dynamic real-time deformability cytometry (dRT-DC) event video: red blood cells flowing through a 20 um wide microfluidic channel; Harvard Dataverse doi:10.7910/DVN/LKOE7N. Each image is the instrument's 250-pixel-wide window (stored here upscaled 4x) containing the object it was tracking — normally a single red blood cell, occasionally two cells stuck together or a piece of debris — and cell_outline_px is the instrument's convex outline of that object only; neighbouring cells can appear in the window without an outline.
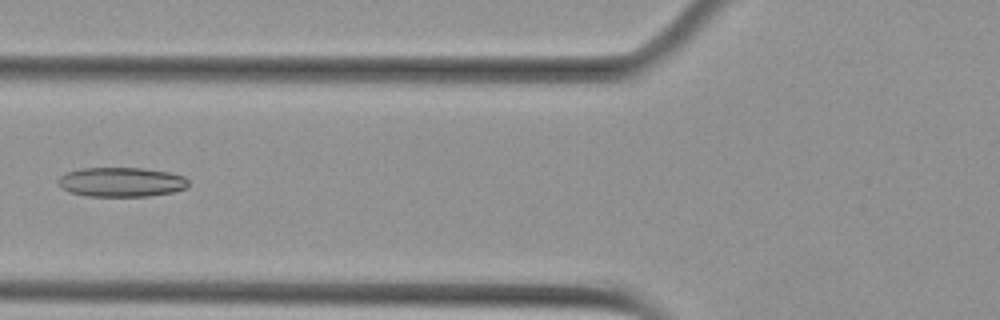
{"species": "Egyptian fruit bat (a non-hibernating species)", "species_latin": "Rousettus aegyptiacus", "temperature_condition": "cold", "stored_images_in_passage": 6, "camera_frame_rate_fps": 3000, "um_per_image_px": 0.085, "animal": {"sex": "female"}, "frame": {"image": 1, "passage_image": 6, "time_ms": 1.667, "image_size_px": [1000, 320], "cell_outline_px": [[188, 188], [172, 192], [148, 196], [88, 196], [68, 192], [60, 188], [56, 180], [60, 176], [68, 172], [80, 168], [144, 168], [168, 172], [184, 176], [188, 180]], "centroid_in_image_um": [10.29, 15.47], "position_along_channel_um": 115.5, "area_um2": 22.54}}